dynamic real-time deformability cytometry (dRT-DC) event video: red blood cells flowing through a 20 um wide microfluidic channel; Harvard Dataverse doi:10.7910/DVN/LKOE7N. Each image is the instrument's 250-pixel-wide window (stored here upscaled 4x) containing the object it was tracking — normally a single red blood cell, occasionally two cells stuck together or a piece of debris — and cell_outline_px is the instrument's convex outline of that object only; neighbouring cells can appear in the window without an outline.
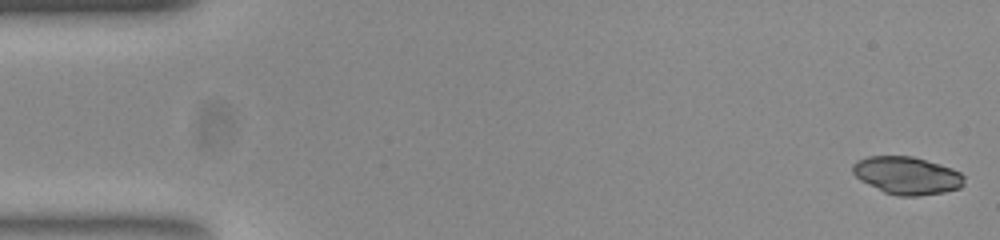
{"species": "common noctule bat (a hibernating species)", "species_latin": "Nyctalus noctula", "temperature_condition": "room temperature", "stored_images_in_passage": 52, "camera_frame_rate_fps": 3000, "um_per_image_px": 0.085, "animal": {"sex": "female", "body_mass_g": 23.0, "forearm_length_mm": 53.4}, "frame": {"image": 1, "passage_image": 1, "time_ms": 0.0, "image_size_px": [1000, 240], "cell_outline_px": [[964, 184], [960, 188], [944, 192], [920, 196], [896, 196], [884, 192], [860, 180], [852, 172], [852, 164], [856, 160], [868, 156], [912, 156], [940, 164], [952, 168], [960, 172], [964, 176]], "centroid_in_image_um": [77.09, 14.92], "position_along_channel_um": 7.9, "area_um2": 24.62}}
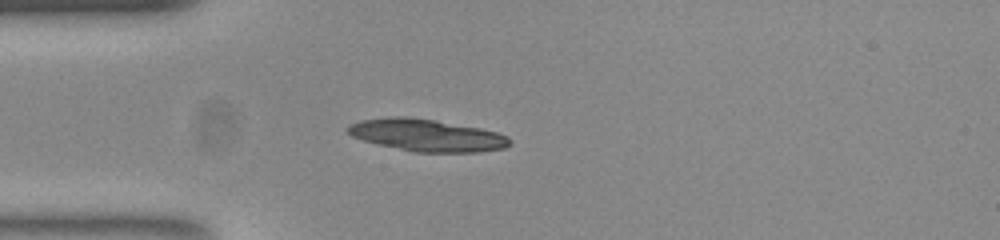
{"frame": {"image": 2, "passage_image": 14, "time_ms": 4.333, "image_size_px": [1000, 240], "cell_outline_px": [[512, 144], [504, 148], [480, 152], [416, 152], [380, 144], [364, 140], [352, 136], [344, 128], [348, 124], [360, 120], [388, 116], [408, 116], [436, 120], [480, 128], [496, 132], [508, 136], [512, 140]], "centroid_in_image_um": [36.28, 11.48], "position_along_channel_um": 48.7, "area_um2": 30.46}}